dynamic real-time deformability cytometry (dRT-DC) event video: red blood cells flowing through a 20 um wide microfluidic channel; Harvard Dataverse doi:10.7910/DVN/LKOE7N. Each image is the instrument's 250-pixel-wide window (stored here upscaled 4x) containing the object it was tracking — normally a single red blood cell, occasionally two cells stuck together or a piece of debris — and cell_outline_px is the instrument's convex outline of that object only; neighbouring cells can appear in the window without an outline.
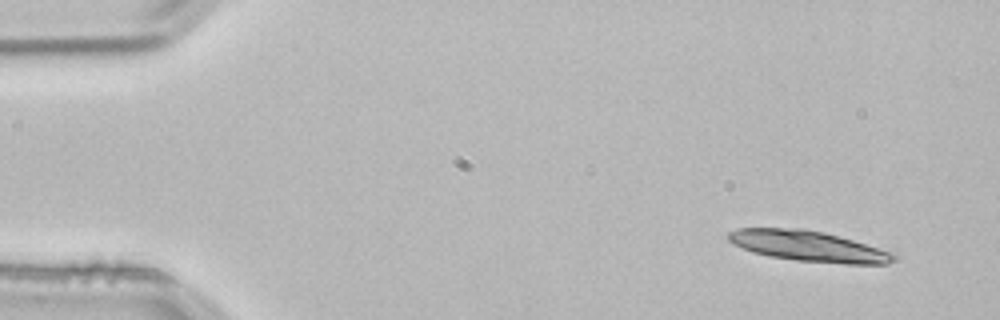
{"species": "common noctule bat (a hibernating species)", "species_latin": "Nyctalus noctula", "temperature_condition": "room temperature", "stored_images_in_passage": 3, "camera_frame_rate_fps": 3000, "um_per_image_px": 0.085, "animal": {"sex": "male", "body_mass_g": 21.5, "forearm_length_mm": 52.0}, "frame": {"image": 1, "passage_image": 1, "time_ms": 0.0, "image_size_px": [1000, 320], "cell_outline_px": [[896, 260], [888, 264], [844, 264], [796, 260], [768, 256], [752, 252], [732, 244], [728, 240], [728, 232], [736, 228], [804, 228], [824, 232], [896, 252]], "centroid_in_image_um": [68.74, 20.92], "position_along_channel_um": 16.3, "area_um2": 29.88}}